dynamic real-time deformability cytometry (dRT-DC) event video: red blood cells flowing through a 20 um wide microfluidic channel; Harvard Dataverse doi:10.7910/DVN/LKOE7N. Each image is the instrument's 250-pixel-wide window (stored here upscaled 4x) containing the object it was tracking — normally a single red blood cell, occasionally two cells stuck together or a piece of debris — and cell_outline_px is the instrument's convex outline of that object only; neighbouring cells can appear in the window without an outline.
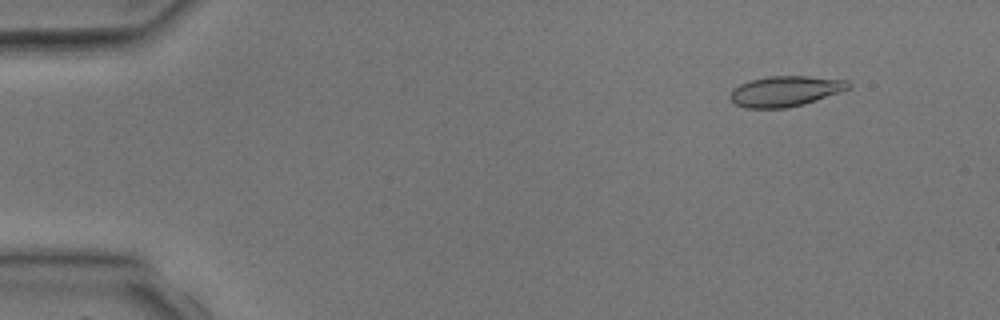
{"species": "common noctule bat (a hibernating species)", "species_latin": "Nyctalus noctula", "temperature_condition": "room temperature", "stored_images_in_passage": 3, "camera_frame_rate_fps": 3000, "um_per_image_px": 0.085, "animal": {"sex": "male", "body_mass_g": 17.9, "forearm_length_mm": 54.2}, "frame": {"image": 1, "passage_image": 2, "time_ms": 1.333, "image_size_px": [1000, 320], "cell_outline_px": [[852, 84], [848, 88], [840, 92], [804, 104], [784, 108], [744, 108], [728, 100], [728, 96], [732, 88], [740, 84], [752, 80], [768, 76], [808, 76], [848, 80]], "centroid_in_image_um": [66.71, 7.75], "position_along_channel_um": 18.3, "area_um2": 21.1}}